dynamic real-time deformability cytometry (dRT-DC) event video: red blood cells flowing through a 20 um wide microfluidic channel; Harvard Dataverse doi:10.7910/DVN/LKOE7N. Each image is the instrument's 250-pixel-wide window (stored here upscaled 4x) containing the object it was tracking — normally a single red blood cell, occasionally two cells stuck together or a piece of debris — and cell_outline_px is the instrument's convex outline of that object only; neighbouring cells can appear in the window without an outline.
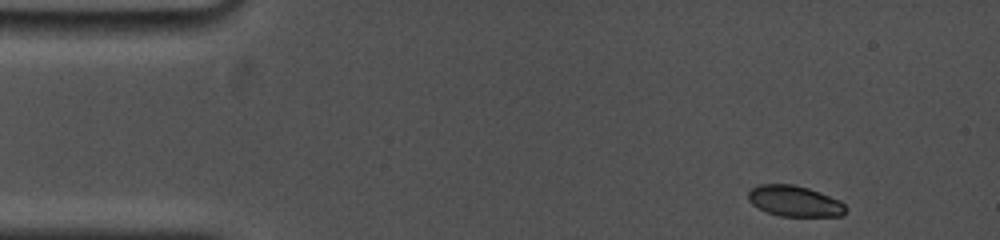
{"species": "common noctule bat (a hibernating species)", "species_latin": "Nyctalus noctula", "temperature_condition": "cold", "stored_images_in_passage": 70, "camera_frame_rate_fps": 5000, "um_per_image_px": 0.085, "animal": {"sex": "female", "body_mass_g": 19.0, "forearm_length_mm": 53.3}, "frame": {"image": 1, "passage_image": 1, "time_ms": 0.0, "image_size_px": [1000, 240], "cell_outline_px": [[848, 208], [840, 216], [780, 216], [768, 212], [752, 204], [748, 200], [748, 192], [752, 188], [760, 184], [792, 184], [808, 188], [820, 192], [840, 200]], "centroid_in_image_um": [67.55, 17.09], "position_along_channel_um": 17.5, "area_um2": 17.46}}
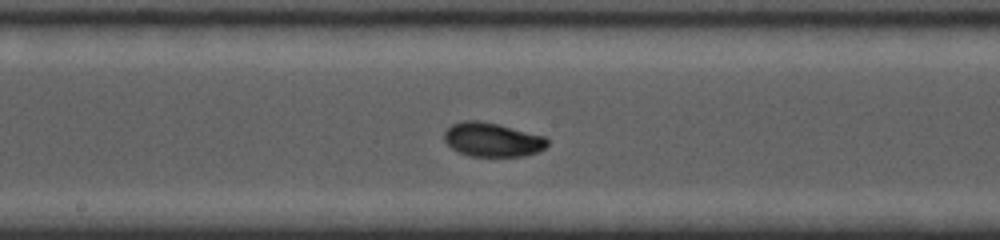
{"frame": {"image": 2, "passage_image": 35, "time_ms": 7.4, "image_size_px": [1000, 240], "cell_outline_px": [[548, 144], [544, 148], [536, 152], [524, 156], [468, 156], [452, 148], [444, 140], [444, 132], [452, 124], [464, 120], [480, 120], [500, 124], [544, 136], [548, 140]], "centroid_in_image_um": [41.84, 11.86], "position_along_channel_um": 206.4, "area_um2": 20.46}}
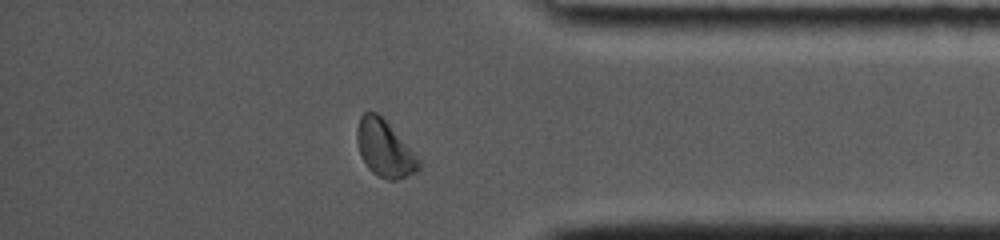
{"frame": {"image": 3, "passage_image": 60, "time_ms": 12.8, "image_size_px": [1000, 240], "cell_outline_px": [[420, 168], [416, 172], [396, 180], [388, 180], [372, 172], [368, 168], [360, 152], [356, 140], [356, 128], [360, 116], [364, 112], [376, 112], [388, 124], [416, 156], [420, 164]], "centroid_in_image_um": [32.65, 12.63], "position_along_channel_um": 402.5, "area_um2": 19.77}, "authors_computed_cell_mechanics": {"area_um2": 19.7387, "velocity_mm_per_s": 3.7418, "shape_relaxation_time_tau1_ms": 4.5474, "shape_relaxation_time_tau2_ms": 1.8574, "deformation_change_tau1": 0.1587, "deformation_change_tau2": 0.033}}